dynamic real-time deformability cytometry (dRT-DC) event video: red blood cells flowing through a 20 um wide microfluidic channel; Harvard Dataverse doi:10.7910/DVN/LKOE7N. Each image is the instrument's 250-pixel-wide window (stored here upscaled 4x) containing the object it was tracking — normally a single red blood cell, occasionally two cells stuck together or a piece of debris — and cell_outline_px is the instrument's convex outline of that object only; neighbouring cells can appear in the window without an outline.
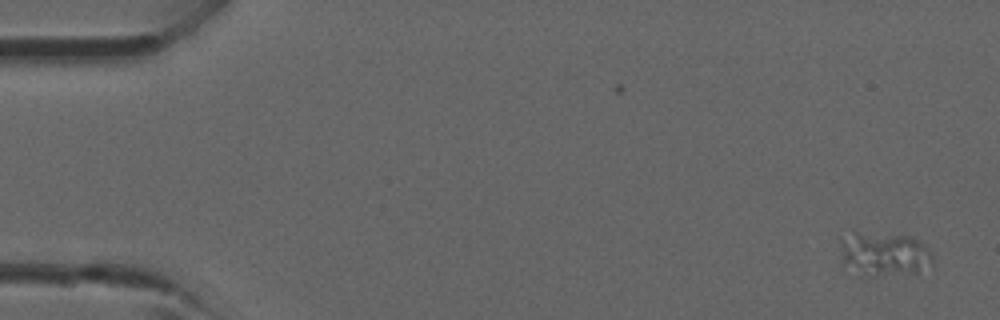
{"species": "common noctule bat (a hibernating species)", "species_latin": "Nyctalus noctula", "temperature_condition": "room temperature", "stored_images_in_passage": 2, "camera_frame_rate_fps": 3000, "um_per_image_px": 0.085, "animal": {"sex": "male", "forearm_length_mm": 52.5}, "frame": {"image": 1, "passage_image": 2, "time_ms": 1.333, "image_size_px": [1000, 320], "cell_outline_px": [[932, 264], [916, 272], [872, 276], [860, 276], [840, 264], [840, 240], [852, 228], [912, 236], [920, 240], [928, 248], [932, 256]], "centroid_in_image_um": [75.02, 21.53], "position_along_channel_um": 10.0, "area_um2": 25.03}}